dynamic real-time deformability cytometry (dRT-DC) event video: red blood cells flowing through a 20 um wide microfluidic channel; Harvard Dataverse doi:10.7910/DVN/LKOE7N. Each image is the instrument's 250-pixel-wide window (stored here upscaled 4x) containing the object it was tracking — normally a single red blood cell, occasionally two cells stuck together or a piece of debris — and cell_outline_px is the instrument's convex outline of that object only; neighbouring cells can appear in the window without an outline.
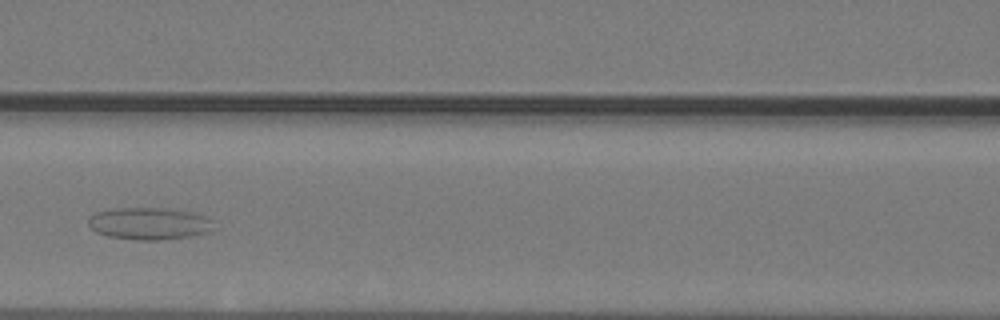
{"species": "common noctule bat (a hibernating species)", "species_latin": "Nyctalus noctula", "temperature_condition": "warm", "stored_images_in_passage": 40, "camera_frame_rate_fps": 3000, "um_per_image_px": 0.085, "animal": {"sex": "male", "body_mass_g": 19.2, "forearm_length_mm": 51.8}, "frame": {"image": 1, "passage_image": 13, "time_ms": 4.0, "image_size_px": [1000, 320], "cell_outline_px": [[212, 232], [192, 236], [160, 240], [136, 240], [108, 236], [96, 232], [88, 224], [88, 216], [96, 212], [116, 208], [168, 208], [192, 212], [204, 216], [208, 220]], "centroid_in_image_um": [12.63, 19.0], "position_along_channel_um": 154.0, "area_um2": 23.41}}
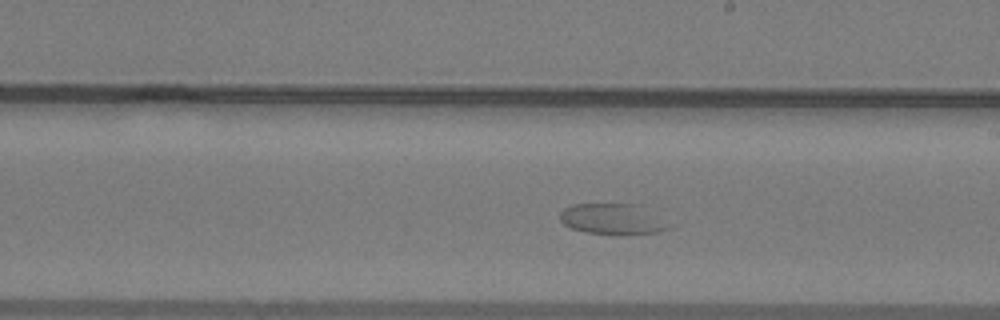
{"frame": {"image": 2, "passage_image": 19, "time_ms": 6.0, "image_size_px": [1000, 320], "cell_outline_px": [[676, 224], [668, 228], [656, 232], [628, 236], [620, 236], [588, 232], [572, 228], [564, 224], [560, 220], [560, 212], [564, 208], [572, 204], [640, 204]], "centroid_in_image_um": [52.18, 18.63], "position_along_channel_um": 236.8, "area_um2": 20.29}}
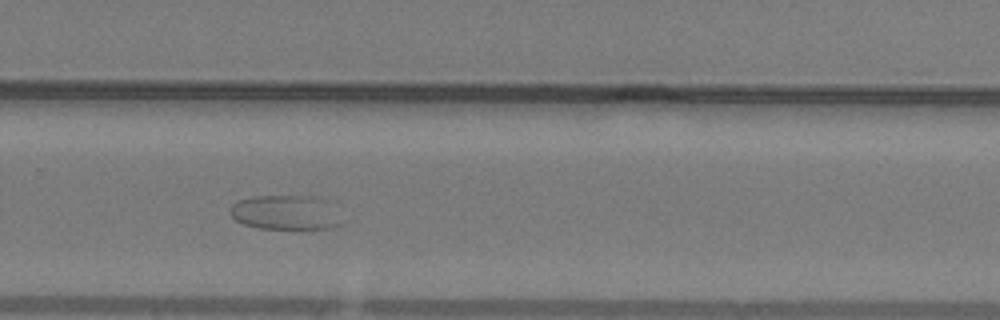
{"frame": {"image": 3, "passage_image": 24, "time_ms": 7.667, "image_size_px": [1000, 320], "cell_outline_px": [[340, 224], [328, 228], [256, 228], [244, 224], [236, 220], [228, 212], [232, 204], [236, 200], [252, 196], [320, 196], [328, 200]], "centroid_in_image_um": [24.18, 18.03], "position_along_channel_um": 305.6, "area_um2": 22.25}}